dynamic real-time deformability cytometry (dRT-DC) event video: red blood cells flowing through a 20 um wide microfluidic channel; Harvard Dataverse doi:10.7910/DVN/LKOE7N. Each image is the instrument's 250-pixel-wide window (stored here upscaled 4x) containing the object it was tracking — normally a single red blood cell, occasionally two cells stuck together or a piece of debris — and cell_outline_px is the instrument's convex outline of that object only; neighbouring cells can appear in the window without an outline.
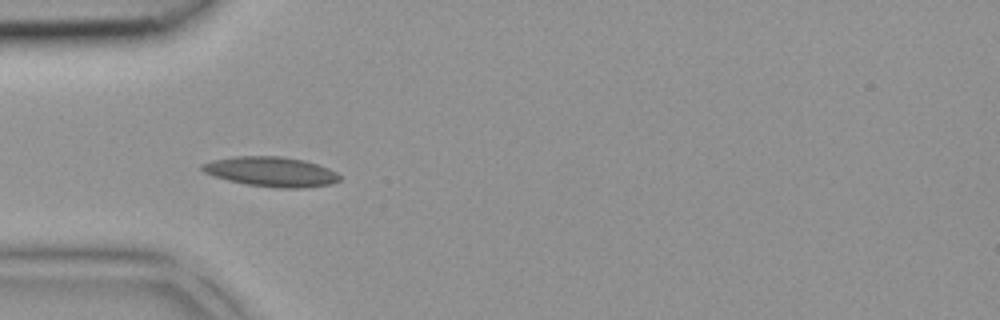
{"species": "common noctule bat (a hibernating species)", "species_latin": "Nyctalus noctula", "temperature_condition": "room temperature", "stored_images_in_passage": 30, "camera_frame_rate_fps": 3000, "um_per_image_px": 0.085, "animal": {"sex": "female", "body_mass_g": 18.4}, "frame": {"image": 1, "passage_image": 1, "time_ms": 0.0, "image_size_px": [1000, 320], "cell_outline_px": [[340, 180], [332, 184], [300, 188], [276, 188], [248, 184], [228, 180], [204, 172], [200, 168], [200, 164], [212, 160], [236, 156], [280, 156], [304, 160], [328, 168], [336, 172], [340, 176]], "centroid_in_image_um": [23.05, 14.59], "position_along_channel_um": 62.0, "area_um2": 23.76}}
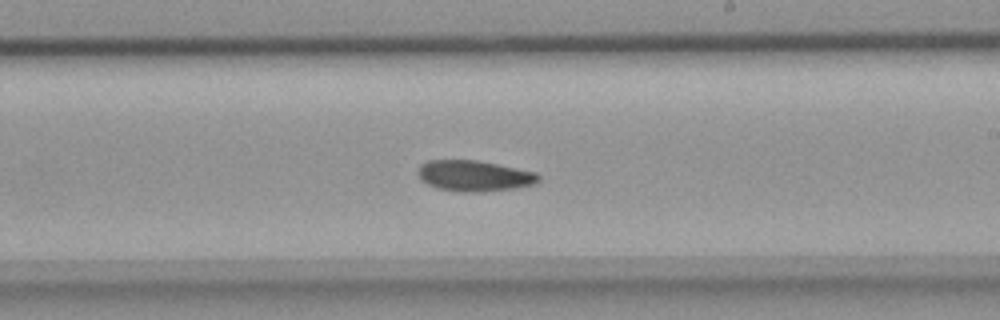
{"frame": {"image": 2, "passage_image": 13, "time_ms": 4.0, "image_size_px": [1000, 320], "cell_outline_px": [[540, 180], [532, 184], [516, 188], [484, 192], [460, 192], [440, 188], [428, 184], [420, 180], [416, 172], [420, 164], [428, 160], [476, 160], [536, 172], [540, 176]], "centroid_in_image_um": [40.28, 14.95], "position_along_channel_um": 248.7, "area_um2": 21.73}}
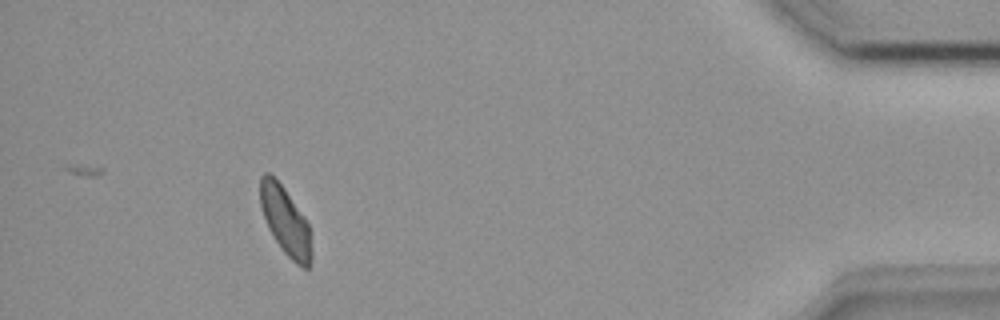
{"frame": {"image": 3, "passage_image": 27, "time_ms": 8.667, "image_size_px": [1000, 320], "cell_outline_px": [[312, 260], [308, 268], [304, 268], [296, 264], [284, 252], [268, 228], [260, 204], [260, 176], [264, 172], [268, 172], [284, 188], [304, 216], [308, 224], [312, 248]], "centroid_in_image_um": [24.27, 18.8], "position_along_channel_um": 410.9, "area_um2": 20.17}}